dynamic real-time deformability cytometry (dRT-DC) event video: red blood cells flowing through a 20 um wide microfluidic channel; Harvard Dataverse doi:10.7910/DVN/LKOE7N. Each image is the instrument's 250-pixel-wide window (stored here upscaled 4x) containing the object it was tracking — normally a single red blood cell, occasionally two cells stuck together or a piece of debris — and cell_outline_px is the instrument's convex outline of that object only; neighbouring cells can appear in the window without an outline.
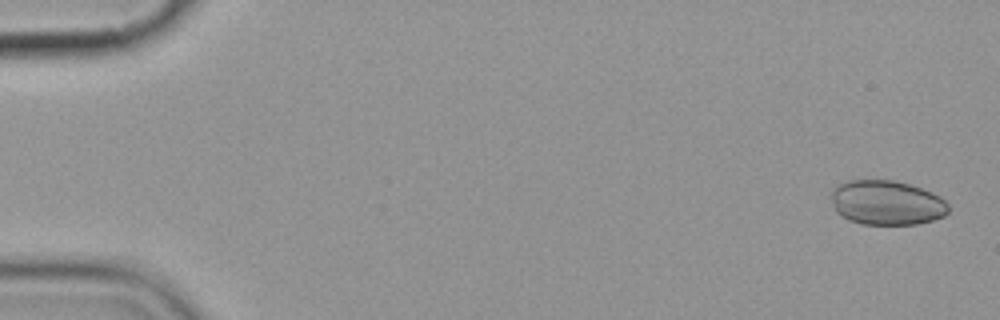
{"species": "common noctule bat (a hibernating species)", "species_latin": "Nyctalus noctula", "temperature_condition": "cold", "stored_images_in_passage": 15, "camera_frame_rate_fps": 3000, "um_per_image_px": 0.085, "animal": {"sex": "female", "body_mass_g": 19.9}, "frame": {"image": 1, "passage_image": 1, "time_ms": 0.0, "image_size_px": [1000, 320], "cell_outline_px": [[948, 212], [944, 216], [932, 220], [916, 224], [864, 224], [848, 220], [840, 216], [836, 212], [832, 200], [832, 188], [848, 180], [892, 180], [908, 184], [932, 192], [940, 196], [948, 204]], "centroid_in_image_um": [75.36, 17.23], "position_along_channel_um": 9.6, "area_um2": 30.4}}
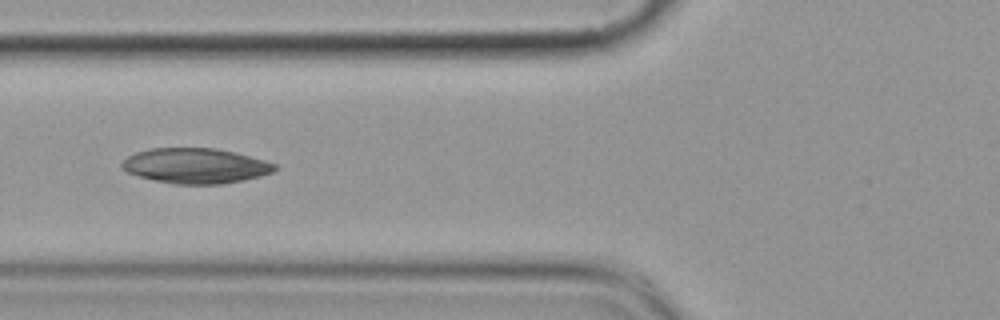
{"frame": {"image": 2, "passage_image": 6, "time_ms": 6.667, "image_size_px": [1000, 320], "cell_outline_px": [[276, 168], [272, 172], [260, 176], [220, 184], [172, 184], [140, 176], [128, 172], [120, 168], [120, 164], [128, 156], [136, 152], [152, 148], [216, 148], [236, 152], [264, 160], [276, 164]], "centroid_in_image_um": [16.6, 14.08], "position_along_channel_um": 109.2, "area_um2": 31.15}}
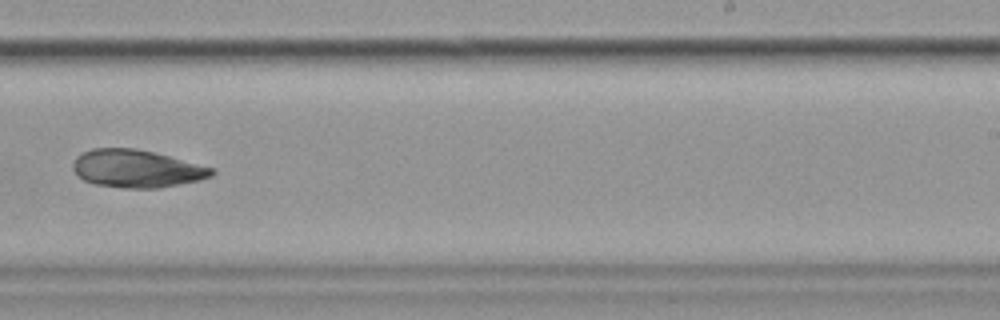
{"frame": {"image": 3, "passage_image": 10, "time_ms": 11.333, "image_size_px": [1000, 320], "cell_outline_px": [[216, 172], [212, 176], [200, 180], [160, 188], [124, 188], [96, 184], [84, 180], [72, 168], [72, 164], [76, 156], [92, 148], [136, 148], [216, 168]], "centroid_in_image_um": [11.64, 14.34], "position_along_channel_um": 277.4, "area_um2": 30.46}}